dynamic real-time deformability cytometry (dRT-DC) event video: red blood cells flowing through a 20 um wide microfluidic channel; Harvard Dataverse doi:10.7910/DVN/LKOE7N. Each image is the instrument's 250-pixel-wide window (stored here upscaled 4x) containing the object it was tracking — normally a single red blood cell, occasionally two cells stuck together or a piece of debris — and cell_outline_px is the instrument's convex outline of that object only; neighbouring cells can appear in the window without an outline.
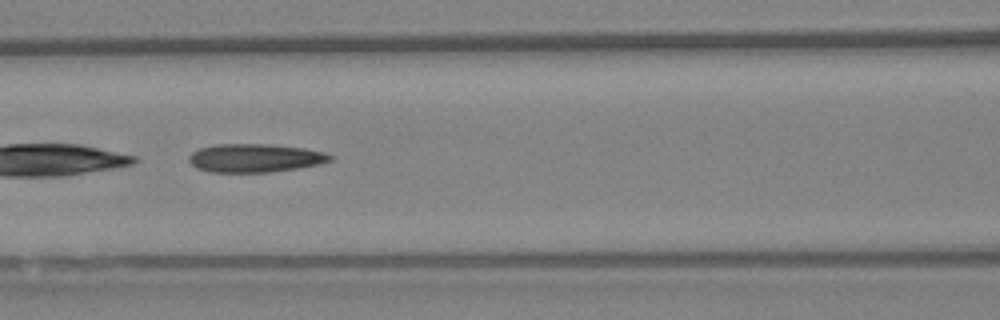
{"species": "Egyptian fruit bat (a non-hibernating species)", "species_latin": "Rousettus aegyptiacus", "temperature_condition": "warm", "stored_images_in_passage": 41, "camera_frame_rate_fps": 3000, "um_per_image_px": 0.085, "animal": {"sex": "female"}, "frame": {"image": 1, "passage_image": 18, "time_ms": 5.667, "image_size_px": [1000, 320], "cell_outline_px": [[332, 160], [320, 164], [296, 168], [268, 172], [212, 172], [196, 168], [188, 160], [188, 156], [192, 152], [200, 148], [220, 144], [268, 144], [304, 148], [324, 152], [332, 156]], "centroid_in_image_um": [21.66, 13.43], "position_along_channel_um": 144.9, "area_um2": 23.24}}
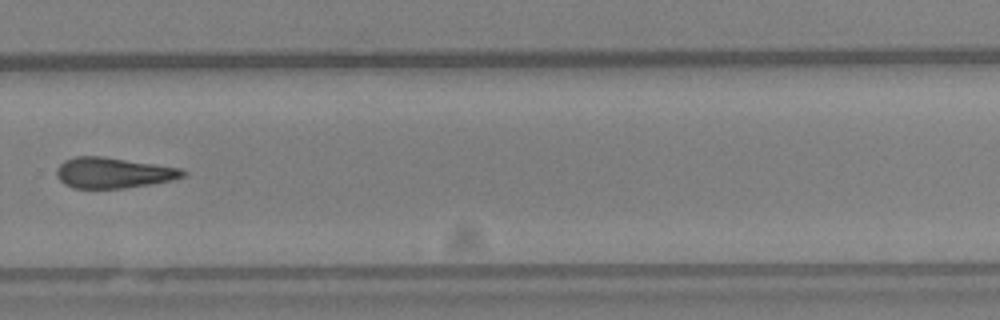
{"frame": {"image": 2, "passage_image": 29, "time_ms": 9.333, "image_size_px": [1000, 320], "cell_outline_px": [[188, 172], [184, 176], [172, 180], [152, 184], [124, 188], [72, 188], [64, 184], [56, 176], [56, 168], [64, 160], [76, 156], [100, 156], [180, 168]], "centroid_in_image_um": [9.6, 14.69], "position_along_channel_um": 320.2, "area_um2": 22.48}}